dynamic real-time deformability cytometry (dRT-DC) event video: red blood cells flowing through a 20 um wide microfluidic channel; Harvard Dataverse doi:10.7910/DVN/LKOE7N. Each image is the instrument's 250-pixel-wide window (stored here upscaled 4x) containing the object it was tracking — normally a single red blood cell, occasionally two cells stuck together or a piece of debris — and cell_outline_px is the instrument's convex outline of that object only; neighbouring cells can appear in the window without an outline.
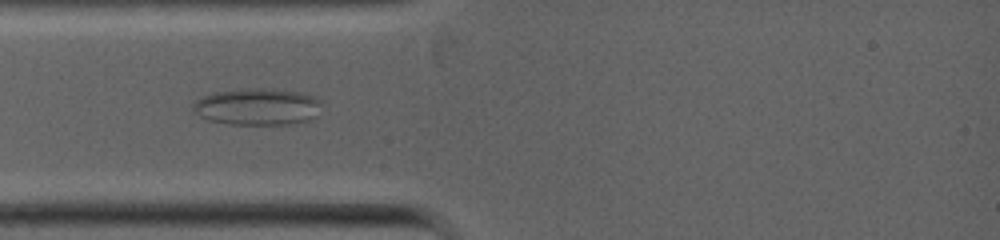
{"species": "common noctule bat (a hibernating species)", "species_latin": "Nyctalus noctula", "temperature_condition": "warm", "stored_images_in_passage": 10, "camera_frame_rate_fps": 5000, "um_per_image_px": 0.085, "animal": {"sex": "female", "body_mass_g": 19.0, "forearm_length_mm": 53.3}, "frame": {"image": 1, "passage_image": 4, "time_ms": 1.2, "image_size_px": [1000, 240], "cell_outline_px": [[320, 104], [316, 116], [312, 120], [288, 124], [228, 124], [208, 120], [192, 112], [192, 104], [200, 96], [212, 92], [252, 88], [272, 88], [300, 92], [316, 96], [320, 100]], "centroid_in_image_um": [21.85, 9.06], "position_along_channel_um": 63.1, "area_um2": 27.98}}
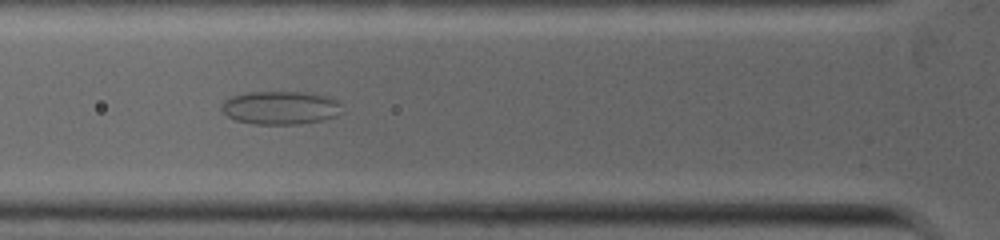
{"frame": {"image": 2, "passage_image": 6, "time_ms": 2.0, "image_size_px": [1000, 240], "cell_outline_px": [[344, 112], [336, 116], [320, 120], [300, 124], [256, 124], [236, 120], [228, 116], [220, 108], [224, 100], [232, 96], [248, 92], [308, 92], [328, 96], [336, 100], [340, 104]], "centroid_in_image_um": [23.87, 9.15], "position_along_channel_um": 101.9, "area_um2": 23.47}}
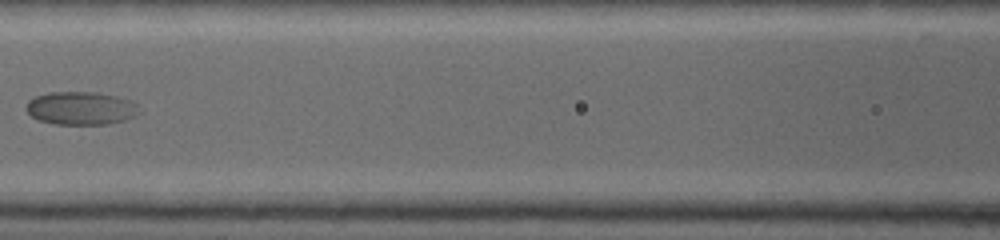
{"frame": {"image": 3, "passage_image": 9, "time_ms": 3.2, "image_size_px": [1000, 240], "cell_outline_px": [[140, 112], [136, 116], [124, 120], [108, 124], [52, 124], [40, 120], [32, 116], [24, 108], [28, 100], [36, 96], [48, 92], [96, 92], [116, 96], [128, 100], [136, 104]], "centroid_in_image_um": [6.86, 9.2], "position_along_channel_um": 159.7, "area_um2": 21.85}}